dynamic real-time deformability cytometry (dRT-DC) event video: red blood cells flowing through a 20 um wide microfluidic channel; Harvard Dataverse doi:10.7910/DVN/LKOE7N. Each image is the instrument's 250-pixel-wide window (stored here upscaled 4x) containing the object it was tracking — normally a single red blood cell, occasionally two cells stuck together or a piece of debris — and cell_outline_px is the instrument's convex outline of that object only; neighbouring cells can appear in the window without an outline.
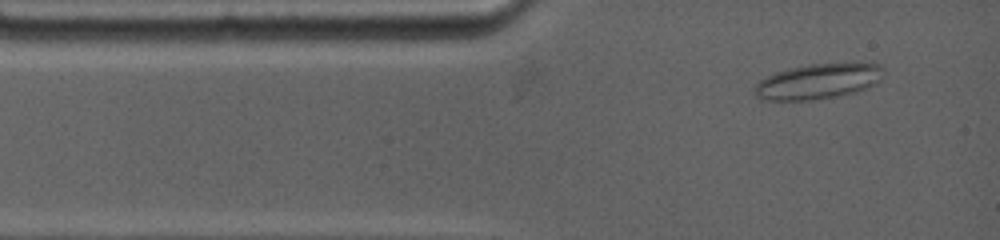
{"species": "common noctule bat (a hibernating species)", "species_latin": "Nyctalus noctula", "temperature_condition": "warm", "stored_images_in_passage": 36, "camera_frame_rate_fps": 4500, "um_per_image_px": 0.085, "animal": {"sex": "female", "body_mass_g": 19.0, "forearm_length_mm": 53.3}, "frame": {"image": 1, "passage_image": 1, "time_ms": 0.0, "image_size_px": [1000, 240], "cell_outline_px": [[884, 68], [880, 80], [856, 92], [836, 96], [808, 100], [764, 100], [756, 96], [752, 92], [756, 84], [760, 80], [776, 72], [788, 68], [812, 64], [852, 60], [880, 64]], "centroid_in_image_um": [69.57, 6.87], "position_along_channel_um": 15.4, "area_um2": 27.05}}
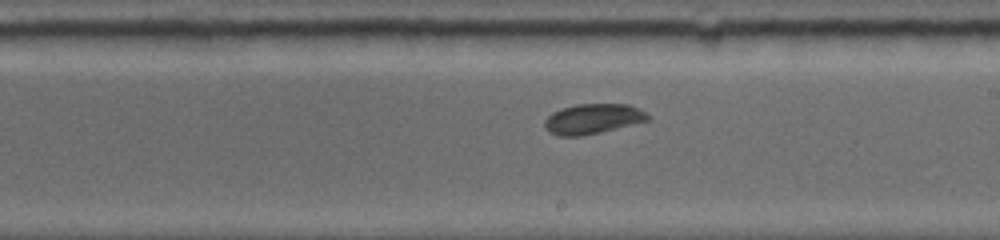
{"frame": {"image": 2, "passage_image": 17, "time_ms": 6.667, "image_size_px": [1000, 240], "cell_outline_px": [[648, 120], [600, 132], [580, 136], [560, 136], [548, 132], [544, 128], [544, 120], [552, 112], [576, 104], [628, 104], [644, 112], [648, 116]], "centroid_in_image_um": [50.31, 10.11], "position_along_channel_um": 238.7, "area_um2": 17.8}}
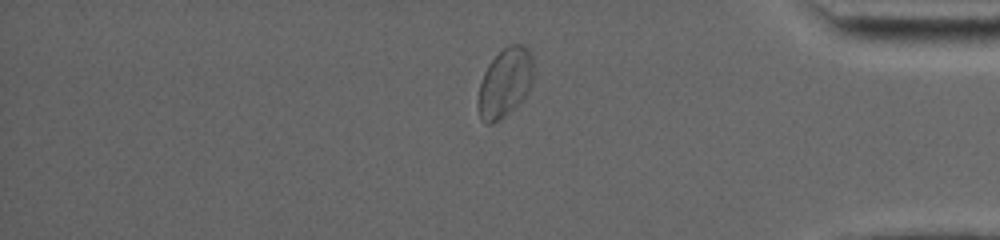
{"frame": {"image": 3, "passage_image": 31, "time_ms": 11.556, "image_size_px": [1000, 240], "cell_outline_px": [[532, 84], [528, 92], [504, 116], [492, 124], [484, 124], [480, 120], [476, 104], [476, 100], [480, 84], [484, 72], [488, 64], [508, 44], [520, 44], [528, 48], [532, 56]], "centroid_in_image_um": [42.88, 7.05], "position_along_channel_um": 392.3, "area_um2": 22.25}, "authors_computed_cell_mechanics": {"area_um2": 18.1781, "velocity_mm_per_s": 3.694, "shape_relaxation_time_tau1_ms": 5.1885, "shape_relaxation_time_tau2_ms": 2.0683, "deformation_change_tau1": 0.0607, "deformation_change_tau2": 0.0473}}